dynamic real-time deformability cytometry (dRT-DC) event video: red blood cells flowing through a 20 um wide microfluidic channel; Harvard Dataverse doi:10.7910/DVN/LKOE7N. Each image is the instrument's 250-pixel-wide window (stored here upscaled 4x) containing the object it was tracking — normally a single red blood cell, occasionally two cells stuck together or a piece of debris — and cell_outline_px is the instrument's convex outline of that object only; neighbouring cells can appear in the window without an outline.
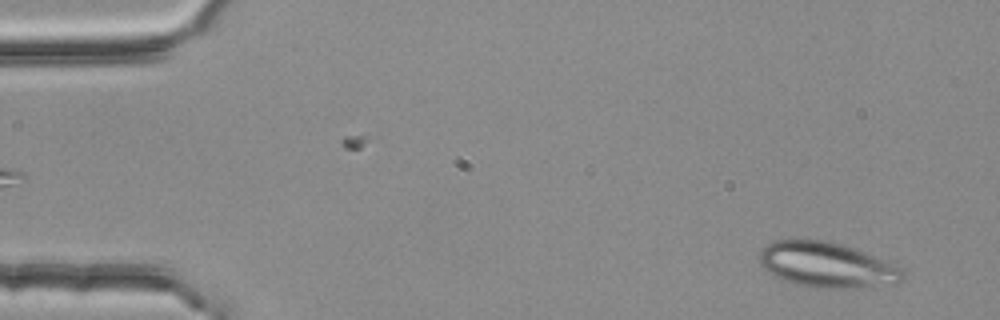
{"species": "common noctule bat (a hibernating species)", "species_latin": "Nyctalus noctula", "temperature_condition": "room temperature", "stored_images_in_passage": 4, "camera_frame_rate_fps": 3000, "um_per_image_px": 0.085, "animal": {"sex": "female", "body_mass_g": 25.1}, "frame": {"image": 1, "passage_image": 4, "time_ms": 1.0, "image_size_px": [1000, 320], "cell_outline_px": [[904, 276], [896, 284], [848, 288], [820, 288], [796, 284], [784, 280], [776, 276], [764, 268], [760, 264], [760, 248], [776, 240], [820, 240], [840, 244], [900, 264], [904, 268]], "centroid_in_image_um": [70.34, 22.52], "position_along_channel_um": 14.7, "area_um2": 37.74}}